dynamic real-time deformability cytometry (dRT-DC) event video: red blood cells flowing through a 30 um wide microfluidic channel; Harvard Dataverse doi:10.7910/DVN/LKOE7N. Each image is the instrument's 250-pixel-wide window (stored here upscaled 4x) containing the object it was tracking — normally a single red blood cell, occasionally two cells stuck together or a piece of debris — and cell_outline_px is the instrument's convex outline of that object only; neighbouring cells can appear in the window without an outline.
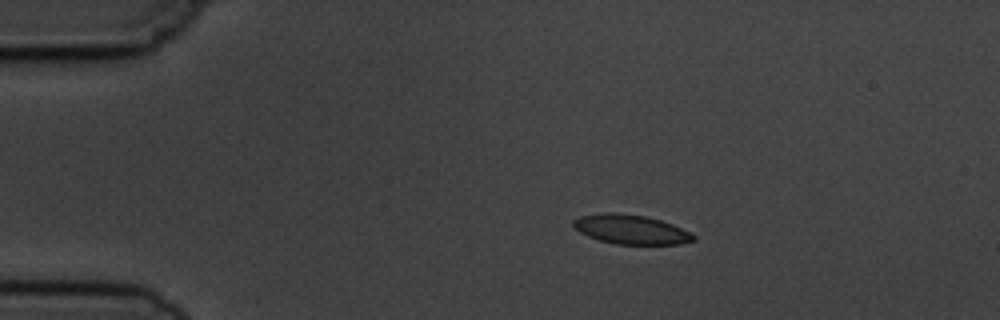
{"species": "common noctule bat (a hibernating species)", "species_latin": "Nyctalus noctula", "temperature_condition": "cold", "stored_images_in_passage": 5, "camera_frame_rate_fps": 3000, "um_per_image_px": 0.085, "animal": {"sex": "male", "body_mass_g": 19.5, "forearm_length_mm": 54.6}, "frame": {"image": 1, "passage_image": 3, "time_ms": 2.333, "image_size_px": [1000, 320], "cell_outline_px": [[696, 240], [680, 244], [616, 244], [600, 240], [588, 236], [580, 232], [572, 224], [572, 220], [580, 216], [600, 212], [616, 212], [644, 216], [660, 220], [672, 224], [692, 232], [696, 236]], "centroid_in_image_um": [53.64, 19.49], "position_along_channel_um": 31.4, "area_um2": 20.63}}
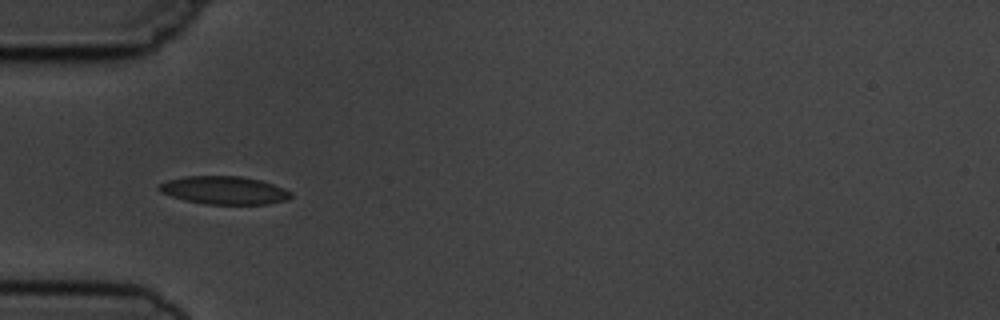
{"frame": {"image": 2, "passage_image": 5, "time_ms": 4.667, "image_size_px": [1000, 320], "cell_outline_px": [[292, 196], [288, 200], [268, 204], [204, 204], [184, 200], [160, 192], [156, 188], [160, 184], [168, 180], [184, 176], [240, 176], [260, 180], [284, 188], [292, 192]], "centroid_in_image_um": [19.06, 16.18], "position_along_channel_um": 65.9, "area_um2": 21.62}}